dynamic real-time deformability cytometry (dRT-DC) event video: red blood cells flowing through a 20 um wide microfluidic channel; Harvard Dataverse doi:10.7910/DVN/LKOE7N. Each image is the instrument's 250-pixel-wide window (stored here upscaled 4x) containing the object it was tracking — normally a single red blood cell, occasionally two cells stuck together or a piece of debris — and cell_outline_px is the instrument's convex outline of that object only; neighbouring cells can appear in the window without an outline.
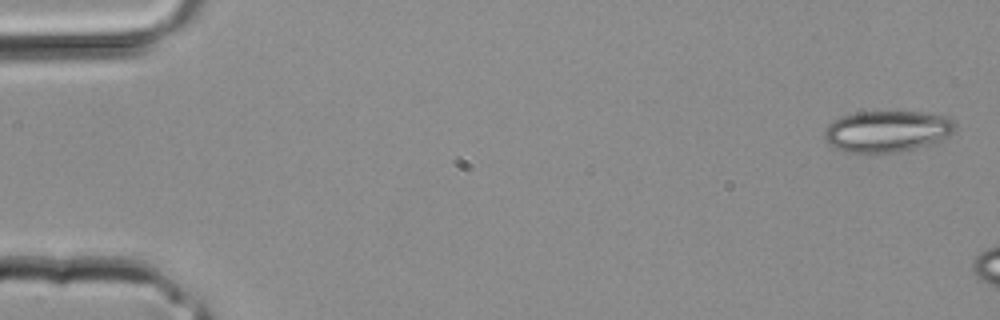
{"species": "common noctule bat (a hibernating species)", "species_latin": "Nyctalus noctula", "temperature_condition": "room temperature", "stored_images_in_passage": 3, "camera_frame_rate_fps": 3000, "um_per_image_px": 0.085, "animal": {"sex": "male", "body_mass_g": 20.4}, "frame": {"image": 1, "passage_image": 1, "time_ms": 0.0, "image_size_px": [1000, 320], "cell_outline_px": [[956, 128], [948, 136], [936, 144], [900, 152], [848, 152], [836, 148], [828, 144], [824, 140], [824, 128], [828, 124], [840, 116], [856, 112], [920, 112], [948, 116], [956, 124]], "centroid_in_image_um": [75.42, 11.16], "position_along_channel_um": 9.6, "area_um2": 31.91}}